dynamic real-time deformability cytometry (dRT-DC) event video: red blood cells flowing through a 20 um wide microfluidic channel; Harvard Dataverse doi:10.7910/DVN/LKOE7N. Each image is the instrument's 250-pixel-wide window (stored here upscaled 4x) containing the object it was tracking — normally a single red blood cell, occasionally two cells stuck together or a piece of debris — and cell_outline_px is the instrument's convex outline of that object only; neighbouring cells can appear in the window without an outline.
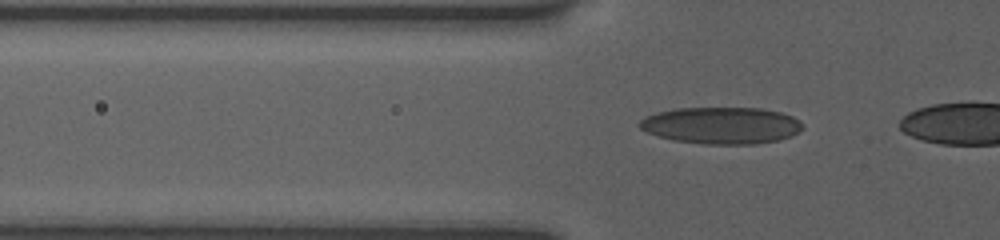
{"species": "human", "species_latin": "Homo sapiens", "temperature_condition": "room temperature", "stored_images_in_passage": 18, "camera_frame_rate_fps": 3000, "um_per_image_px": 0.085, "donor": {"sex": "female"}, "frame": {"image": 1, "passage_image": 16, "time_ms": 5.0, "image_size_px": [1000, 240], "cell_outline_px": [[804, 128], [792, 136], [780, 140], [756, 144], [700, 144], [672, 140], [656, 136], [640, 128], [636, 124], [640, 120], [648, 116], [660, 112], [676, 108], [760, 108], [780, 112], [792, 116], [800, 120], [804, 124]], "centroid_in_image_um": [61.35, 10.67], "position_along_channel_um": 64.5, "area_um2": 35.26}}